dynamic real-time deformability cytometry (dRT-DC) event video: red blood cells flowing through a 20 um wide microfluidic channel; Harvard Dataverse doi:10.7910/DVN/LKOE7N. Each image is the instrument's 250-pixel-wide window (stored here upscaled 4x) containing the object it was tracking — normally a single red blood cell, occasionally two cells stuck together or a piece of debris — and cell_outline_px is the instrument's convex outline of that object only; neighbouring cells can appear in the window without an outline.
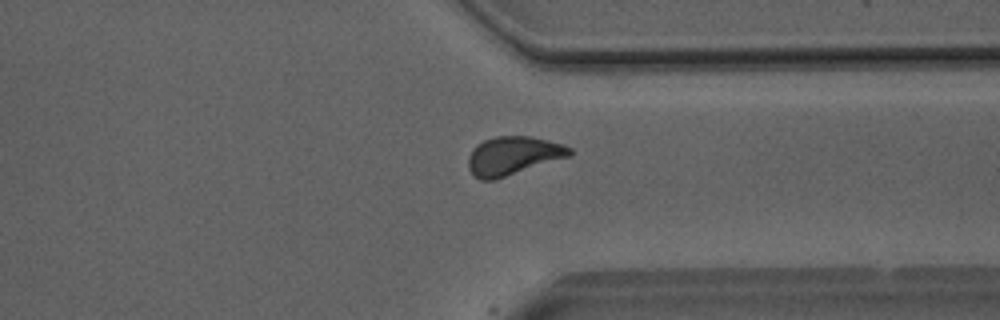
{"species": "Egyptian fruit bat (a non-hibernating species)", "species_latin": "Rousettus aegyptiacus", "temperature_condition": "room temperature", "stored_images_in_passage": 36, "camera_frame_rate_fps": 3000, "um_per_image_px": 0.085, "animal": {"sex": "male"}, "frame": {"image": 1, "passage_image": 24, "time_ms": 7.667, "image_size_px": [1000, 320], "cell_outline_px": [[572, 156], [496, 180], [480, 180], [468, 168], [468, 156], [472, 148], [476, 144], [484, 140], [496, 136], [532, 136], [564, 144], [572, 148]], "centroid_in_image_um": [43.64, 13.24], "position_along_channel_um": 367.8, "area_um2": 23.18}}
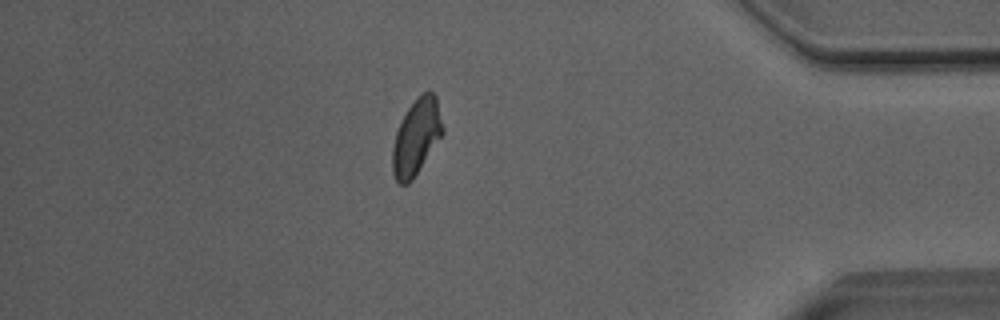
{"frame": {"image": 2, "passage_image": 29, "time_ms": 9.333, "image_size_px": [1000, 320], "cell_outline_px": [[444, 132], [412, 180], [408, 184], [400, 184], [396, 180], [392, 172], [392, 148], [396, 132], [400, 120], [408, 108], [428, 88], [436, 96], [444, 128]], "centroid_in_image_um": [35.38, 11.64], "position_along_channel_um": 399.8, "area_um2": 22.08}, "authors_computed_cell_mechanics": {"area_um2": 22.0507, "velocity_mm_per_s": 4.0601, "shape_relaxation_time_tau1_ms": null, "shape_relaxation_time_tau2_ms": 1.5413, "deformation_change_tau1": null, "deformation_change_tau2": 0.0629}}